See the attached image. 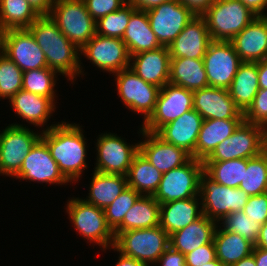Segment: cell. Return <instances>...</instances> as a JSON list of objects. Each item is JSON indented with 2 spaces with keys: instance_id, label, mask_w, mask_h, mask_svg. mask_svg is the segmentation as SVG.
I'll return each instance as SVG.
<instances>
[{
  "instance_id": "obj_10",
  "label": "cell",
  "mask_w": 267,
  "mask_h": 266,
  "mask_svg": "<svg viewBox=\"0 0 267 266\" xmlns=\"http://www.w3.org/2000/svg\"><path fill=\"white\" fill-rule=\"evenodd\" d=\"M267 149L264 127L243 121L204 161L249 159Z\"/></svg>"
},
{
  "instance_id": "obj_36",
  "label": "cell",
  "mask_w": 267,
  "mask_h": 266,
  "mask_svg": "<svg viewBox=\"0 0 267 266\" xmlns=\"http://www.w3.org/2000/svg\"><path fill=\"white\" fill-rule=\"evenodd\" d=\"M39 16L27 0H0V32L28 28Z\"/></svg>"
},
{
  "instance_id": "obj_23",
  "label": "cell",
  "mask_w": 267,
  "mask_h": 266,
  "mask_svg": "<svg viewBox=\"0 0 267 266\" xmlns=\"http://www.w3.org/2000/svg\"><path fill=\"white\" fill-rule=\"evenodd\" d=\"M203 117L194 109L162 126L155 134L164 142L185 149L195 158V147Z\"/></svg>"
},
{
  "instance_id": "obj_28",
  "label": "cell",
  "mask_w": 267,
  "mask_h": 266,
  "mask_svg": "<svg viewBox=\"0 0 267 266\" xmlns=\"http://www.w3.org/2000/svg\"><path fill=\"white\" fill-rule=\"evenodd\" d=\"M243 121L244 119L203 120L196 142L195 159L204 161Z\"/></svg>"
},
{
  "instance_id": "obj_9",
  "label": "cell",
  "mask_w": 267,
  "mask_h": 266,
  "mask_svg": "<svg viewBox=\"0 0 267 266\" xmlns=\"http://www.w3.org/2000/svg\"><path fill=\"white\" fill-rule=\"evenodd\" d=\"M203 172V161L192 157L186 164L162 173L154 199L163 204L199 196L200 176Z\"/></svg>"
},
{
  "instance_id": "obj_26",
  "label": "cell",
  "mask_w": 267,
  "mask_h": 266,
  "mask_svg": "<svg viewBox=\"0 0 267 266\" xmlns=\"http://www.w3.org/2000/svg\"><path fill=\"white\" fill-rule=\"evenodd\" d=\"M203 215L200 196L160 204V227L169 235Z\"/></svg>"
},
{
  "instance_id": "obj_41",
  "label": "cell",
  "mask_w": 267,
  "mask_h": 266,
  "mask_svg": "<svg viewBox=\"0 0 267 266\" xmlns=\"http://www.w3.org/2000/svg\"><path fill=\"white\" fill-rule=\"evenodd\" d=\"M23 71L5 54L0 53V99L10 100L22 90Z\"/></svg>"
},
{
  "instance_id": "obj_45",
  "label": "cell",
  "mask_w": 267,
  "mask_h": 266,
  "mask_svg": "<svg viewBox=\"0 0 267 266\" xmlns=\"http://www.w3.org/2000/svg\"><path fill=\"white\" fill-rule=\"evenodd\" d=\"M248 218L261 225L267 222V192L249 196L246 206L242 210Z\"/></svg>"
},
{
  "instance_id": "obj_27",
  "label": "cell",
  "mask_w": 267,
  "mask_h": 266,
  "mask_svg": "<svg viewBox=\"0 0 267 266\" xmlns=\"http://www.w3.org/2000/svg\"><path fill=\"white\" fill-rule=\"evenodd\" d=\"M218 223L202 215L185 228L169 235L170 247L186 255L202 245L213 242Z\"/></svg>"
},
{
  "instance_id": "obj_47",
  "label": "cell",
  "mask_w": 267,
  "mask_h": 266,
  "mask_svg": "<svg viewBox=\"0 0 267 266\" xmlns=\"http://www.w3.org/2000/svg\"><path fill=\"white\" fill-rule=\"evenodd\" d=\"M216 259L215 245L211 242L185 255L186 266H202Z\"/></svg>"
},
{
  "instance_id": "obj_46",
  "label": "cell",
  "mask_w": 267,
  "mask_h": 266,
  "mask_svg": "<svg viewBox=\"0 0 267 266\" xmlns=\"http://www.w3.org/2000/svg\"><path fill=\"white\" fill-rule=\"evenodd\" d=\"M87 11L97 21L127 4V0H84Z\"/></svg>"
},
{
  "instance_id": "obj_30",
  "label": "cell",
  "mask_w": 267,
  "mask_h": 266,
  "mask_svg": "<svg viewBox=\"0 0 267 266\" xmlns=\"http://www.w3.org/2000/svg\"><path fill=\"white\" fill-rule=\"evenodd\" d=\"M259 90L257 62H242L228 88L236 107L244 114Z\"/></svg>"
},
{
  "instance_id": "obj_13",
  "label": "cell",
  "mask_w": 267,
  "mask_h": 266,
  "mask_svg": "<svg viewBox=\"0 0 267 266\" xmlns=\"http://www.w3.org/2000/svg\"><path fill=\"white\" fill-rule=\"evenodd\" d=\"M193 109V91L168 82L160 89L154 112L142 122V130L156 133L162 126Z\"/></svg>"
},
{
  "instance_id": "obj_48",
  "label": "cell",
  "mask_w": 267,
  "mask_h": 266,
  "mask_svg": "<svg viewBox=\"0 0 267 266\" xmlns=\"http://www.w3.org/2000/svg\"><path fill=\"white\" fill-rule=\"evenodd\" d=\"M156 264L159 266H186L185 255L169 246L155 263V266Z\"/></svg>"
},
{
  "instance_id": "obj_34",
  "label": "cell",
  "mask_w": 267,
  "mask_h": 266,
  "mask_svg": "<svg viewBox=\"0 0 267 266\" xmlns=\"http://www.w3.org/2000/svg\"><path fill=\"white\" fill-rule=\"evenodd\" d=\"M159 224L160 203L153 196L141 195L113 232L121 233L133 229L152 228Z\"/></svg>"
},
{
  "instance_id": "obj_8",
  "label": "cell",
  "mask_w": 267,
  "mask_h": 266,
  "mask_svg": "<svg viewBox=\"0 0 267 266\" xmlns=\"http://www.w3.org/2000/svg\"><path fill=\"white\" fill-rule=\"evenodd\" d=\"M23 124H8L0 131V176L14 177L42 133Z\"/></svg>"
},
{
  "instance_id": "obj_16",
  "label": "cell",
  "mask_w": 267,
  "mask_h": 266,
  "mask_svg": "<svg viewBox=\"0 0 267 266\" xmlns=\"http://www.w3.org/2000/svg\"><path fill=\"white\" fill-rule=\"evenodd\" d=\"M152 31L161 46L168 47L196 16L178 0H171L146 11Z\"/></svg>"
},
{
  "instance_id": "obj_43",
  "label": "cell",
  "mask_w": 267,
  "mask_h": 266,
  "mask_svg": "<svg viewBox=\"0 0 267 266\" xmlns=\"http://www.w3.org/2000/svg\"><path fill=\"white\" fill-rule=\"evenodd\" d=\"M219 224H222L227 231L242 236L254 245L257 242L258 234L261 230V224L248 218L242 210L227 215Z\"/></svg>"
},
{
  "instance_id": "obj_32",
  "label": "cell",
  "mask_w": 267,
  "mask_h": 266,
  "mask_svg": "<svg viewBox=\"0 0 267 266\" xmlns=\"http://www.w3.org/2000/svg\"><path fill=\"white\" fill-rule=\"evenodd\" d=\"M216 258L224 266H232L253 253L255 245L242 236L227 231L221 224L217 226L213 239Z\"/></svg>"
},
{
  "instance_id": "obj_50",
  "label": "cell",
  "mask_w": 267,
  "mask_h": 266,
  "mask_svg": "<svg viewBox=\"0 0 267 266\" xmlns=\"http://www.w3.org/2000/svg\"><path fill=\"white\" fill-rule=\"evenodd\" d=\"M256 16H264L267 0H240Z\"/></svg>"
},
{
  "instance_id": "obj_3",
  "label": "cell",
  "mask_w": 267,
  "mask_h": 266,
  "mask_svg": "<svg viewBox=\"0 0 267 266\" xmlns=\"http://www.w3.org/2000/svg\"><path fill=\"white\" fill-rule=\"evenodd\" d=\"M114 235V245L110 249L134 258L147 266L155 265L170 246L169 234L160 225L114 233Z\"/></svg>"
},
{
  "instance_id": "obj_51",
  "label": "cell",
  "mask_w": 267,
  "mask_h": 266,
  "mask_svg": "<svg viewBox=\"0 0 267 266\" xmlns=\"http://www.w3.org/2000/svg\"><path fill=\"white\" fill-rule=\"evenodd\" d=\"M39 15H49L55 0H27Z\"/></svg>"
},
{
  "instance_id": "obj_17",
  "label": "cell",
  "mask_w": 267,
  "mask_h": 266,
  "mask_svg": "<svg viewBox=\"0 0 267 266\" xmlns=\"http://www.w3.org/2000/svg\"><path fill=\"white\" fill-rule=\"evenodd\" d=\"M203 63L209 86L228 89L242 61L230 41H212Z\"/></svg>"
},
{
  "instance_id": "obj_5",
  "label": "cell",
  "mask_w": 267,
  "mask_h": 266,
  "mask_svg": "<svg viewBox=\"0 0 267 266\" xmlns=\"http://www.w3.org/2000/svg\"><path fill=\"white\" fill-rule=\"evenodd\" d=\"M202 17L212 41H230L257 16L240 0H216Z\"/></svg>"
},
{
  "instance_id": "obj_22",
  "label": "cell",
  "mask_w": 267,
  "mask_h": 266,
  "mask_svg": "<svg viewBox=\"0 0 267 266\" xmlns=\"http://www.w3.org/2000/svg\"><path fill=\"white\" fill-rule=\"evenodd\" d=\"M170 53L166 46L131 55L130 69L147 83L159 88L169 82Z\"/></svg>"
},
{
  "instance_id": "obj_18",
  "label": "cell",
  "mask_w": 267,
  "mask_h": 266,
  "mask_svg": "<svg viewBox=\"0 0 267 266\" xmlns=\"http://www.w3.org/2000/svg\"><path fill=\"white\" fill-rule=\"evenodd\" d=\"M49 185H67L69 181L60 172L58 164L51 156L46 142L40 138L26 155L19 172L13 177Z\"/></svg>"
},
{
  "instance_id": "obj_20",
  "label": "cell",
  "mask_w": 267,
  "mask_h": 266,
  "mask_svg": "<svg viewBox=\"0 0 267 266\" xmlns=\"http://www.w3.org/2000/svg\"><path fill=\"white\" fill-rule=\"evenodd\" d=\"M193 109L203 120L206 119H244L243 113L236 107L228 89L205 87L193 91Z\"/></svg>"
},
{
  "instance_id": "obj_42",
  "label": "cell",
  "mask_w": 267,
  "mask_h": 266,
  "mask_svg": "<svg viewBox=\"0 0 267 266\" xmlns=\"http://www.w3.org/2000/svg\"><path fill=\"white\" fill-rule=\"evenodd\" d=\"M140 196V193L128 186L104 209L107 224L112 231L122 223L125 214L131 209Z\"/></svg>"
},
{
  "instance_id": "obj_40",
  "label": "cell",
  "mask_w": 267,
  "mask_h": 266,
  "mask_svg": "<svg viewBox=\"0 0 267 266\" xmlns=\"http://www.w3.org/2000/svg\"><path fill=\"white\" fill-rule=\"evenodd\" d=\"M136 8L130 3L96 21V34L122 39L132 12Z\"/></svg>"
},
{
  "instance_id": "obj_21",
  "label": "cell",
  "mask_w": 267,
  "mask_h": 266,
  "mask_svg": "<svg viewBox=\"0 0 267 266\" xmlns=\"http://www.w3.org/2000/svg\"><path fill=\"white\" fill-rule=\"evenodd\" d=\"M212 42L205 19L195 16L168 46L171 58L203 59Z\"/></svg>"
},
{
  "instance_id": "obj_59",
  "label": "cell",
  "mask_w": 267,
  "mask_h": 266,
  "mask_svg": "<svg viewBox=\"0 0 267 266\" xmlns=\"http://www.w3.org/2000/svg\"><path fill=\"white\" fill-rule=\"evenodd\" d=\"M264 131H265V138H266V141H267V126L264 128Z\"/></svg>"
},
{
  "instance_id": "obj_61",
  "label": "cell",
  "mask_w": 267,
  "mask_h": 266,
  "mask_svg": "<svg viewBox=\"0 0 267 266\" xmlns=\"http://www.w3.org/2000/svg\"><path fill=\"white\" fill-rule=\"evenodd\" d=\"M263 17L267 20V13H265V15Z\"/></svg>"
},
{
  "instance_id": "obj_37",
  "label": "cell",
  "mask_w": 267,
  "mask_h": 266,
  "mask_svg": "<svg viewBox=\"0 0 267 266\" xmlns=\"http://www.w3.org/2000/svg\"><path fill=\"white\" fill-rule=\"evenodd\" d=\"M203 165L204 172L217 183L238 188L243 180L244 169H247V159L203 161Z\"/></svg>"
},
{
  "instance_id": "obj_31",
  "label": "cell",
  "mask_w": 267,
  "mask_h": 266,
  "mask_svg": "<svg viewBox=\"0 0 267 266\" xmlns=\"http://www.w3.org/2000/svg\"><path fill=\"white\" fill-rule=\"evenodd\" d=\"M86 202L105 209L127 187V177L121 174H103L93 171Z\"/></svg>"
},
{
  "instance_id": "obj_55",
  "label": "cell",
  "mask_w": 267,
  "mask_h": 266,
  "mask_svg": "<svg viewBox=\"0 0 267 266\" xmlns=\"http://www.w3.org/2000/svg\"><path fill=\"white\" fill-rule=\"evenodd\" d=\"M115 266H147L146 264L139 262L138 260L125 256L119 252L118 261Z\"/></svg>"
},
{
  "instance_id": "obj_54",
  "label": "cell",
  "mask_w": 267,
  "mask_h": 266,
  "mask_svg": "<svg viewBox=\"0 0 267 266\" xmlns=\"http://www.w3.org/2000/svg\"><path fill=\"white\" fill-rule=\"evenodd\" d=\"M252 254L255 258L256 266H267V249L254 247Z\"/></svg>"
},
{
  "instance_id": "obj_25",
  "label": "cell",
  "mask_w": 267,
  "mask_h": 266,
  "mask_svg": "<svg viewBox=\"0 0 267 266\" xmlns=\"http://www.w3.org/2000/svg\"><path fill=\"white\" fill-rule=\"evenodd\" d=\"M8 102L17 116L36 128L47 126L56 110V104L50 98L24 90H20Z\"/></svg>"
},
{
  "instance_id": "obj_14",
  "label": "cell",
  "mask_w": 267,
  "mask_h": 266,
  "mask_svg": "<svg viewBox=\"0 0 267 266\" xmlns=\"http://www.w3.org/2000/svg\"><path fill=\"white\" fill-rule=\"evenodd\" d=\"M102 72L115 74L130 67L131 55L122 39L95 34L81 49L80 56Z\"/></svg>"
},
{
  "instance_id": "obj_4",
  "label": "cell",
  "mask_w": 267,
  "mask_h": 266,
  "mask_svg": "<svg viewBox=\"0 0 267 266\" xmlns=\"http://www.w3.org/2000/svg\"><path fill=\"white\" fill-rule=\"evenodd\" d=\"M66 212L76 233L84 240L95 243L102 251L109 250L115 241V235L108 226L104 209L86 202L83 198L72 197L67 200Z\"/></svg>"
},
{
  "instance_id": "obj_6",
  "label": "cell",
  "mask_w": 267,
  "mask_h": 266,
  "mask_svg": "<svg viewBox=\"0 0 267 266\" xmlns=\"http://www.w3.org/2000/svg\"><path fill=\"white\" fill-rule=\"evenodd\" d=\"M49 15L79 49L96 34V21L87 11L84 0H55Z\"/></svg>"
},
{
  "instance_id": "obj_58",
  "label": "cell",
  "mask_w": 267,
  "mask_h": 266,
  "mask_svg": "<svg viewBox=\"0 0 267 266\" xmlns=\"http://www.w3.org/2000/svg\"><path fill=\"white\" fill-rule=\"evenodd\" d=\"M202 266H224L217 258L211 262H208Z\"/></svg>"
},
{
  "instance_id": "obj_1",
  "label": "cell",
  "mask_w": 267,
  "mask_h": 266,
  "mask_svg": "<svg viewBox=\"0 0 267 266\" xmlns=\"http://www.w3.org/2000/svg\"><path fill=\"white\" fill-rule=\"evenodd\" d=\"M82 125L56 122L43 128L41 138L46 142L51 156L58 164L60 172L71 183H78L88 167L87 140Z\"/></svg>"
},
{
  "instance_id": "obj_2",
  "label": "cell",
  "mask_w": 267,
  "mask_h": 266,
  "mask_svg": "<svg viewBox=\"0 0 267 266\" xmlns=\"http://www.w3.org/2000/svg\"><path fill=\"white\" fill-rule=\"evenodd\" d=\"M27 29L45 54L50 69L64 78L68 77L71 84H75L77 77L86 76L80 60V49L59 30L50 15H40Z\"/></svg>"
},
{
  "instance_id": "obj_35",
  "label": "cell",
  "mask_w": 267,
  "mask_h": 266,
  "mask_svg": "<svg viewBox=\"0 0 267 266\" xmlns=\"http://www.w3.org/2000/svg\"><path fill=\"white\" fill-rule=\"evenodd\" d=\"M128 186L141 195L153 196L157 191L162 173L139 151L126 175Z\"/></svg>"
},
{
  "instance_id": "obj_38",
  "label": "cell",
  "mask_w": 267,
  "mask_h": 266,
  "mask_svg": "<svg viewBox=\"0 0 267 266\" xmlns=\"http://www.w3.org/2000/svg\"><path fill=\"white\" fill-rule=\"evenodd\" d=\"M249 196L267 192V149L260 155L247 159L243 180L239 187Z\"/></svg>"
},
{
  "instance_id": "obj_49",
  "label": "cell",
  "mask_w": 267,
  "mask_h": 266,
  "mask_svg": "<svg viewBox=\"0 0 267 266\" xmlns=\"http://www.w3.org/2000/svg\"><path fill=\"white\" fill-rule=\"evenodd\" d=\"M189 8L196 16H202L216 0H178Z\"/></svg>"
},
{
  "instance_id": "obj_57",
  "label": "cell",
  "mask_w": 267,
  "mask_h": 266,
  "mask_svg": "<svg viewBox=\"0 0 267 266\" xmlns=\"http://www.w3.org/2000/svg\"><path fill=\"white\" fill-rule=\"evenodd\" d=\"M232 266H256L255 258L253 254H250L249 256L242 258Z\"/></svg>"
},
{
  "instance_id": "obj_12",
  "label": "cell",
  "mask_w": 267,
  "mask_h": 266,
  "mask_svg": "<svg viewBox=\"0 0 267 266\" xmlns=\"http://www.w3.org/2000/svg\"><path fill=\"white\" fill-rule=\"evenodd\" d=\"M98 136L95 142L97 153L94 171L126 176L135 155L139 152V141L128 144L123 137L111 132Z\"/></svg>"
},
{
  "instance_id": "obj_33",
  "label": "cell",
  "mask_w": 267,
  "mask_h": 266,
  "mask_svg": "<svg viewBox=\"0 0 267 266\" xmlns=\"http://www.w3.org/2000/svg\"><path fill=\"white\" fill-rule=\"evenodd\" d=\"M169 82L191 91L208 87L203 59L171 58Z\"/></svg>"
},
{
  "instance_id": "obj_39",
  "label": "cell",
  "mask_w": 267,
  "mask_h": 266,
  "mask_svg": "<svg viewBox=\"0 0 267 266\" xmlns=\"http://www.w3.org/2000/svg\"><path fill=\"white\" fill-rule=\"evenodd\" d=\"M60 75L57 71L50 69L49 67L28 70L23 72L22 90L32 92L41 96L50 98L55 104L56 96V81Z\"/></svg>"
},
{
  "instance_id": "obj_56",
  "label": "cell",
  "mask_w": 267,
  "mask_h": 266,
  "mask_svg": "<svg viewBox=\"0 0 267 266\" xmlns=\"http://www.w3.org/2000/svg\"><path fill=\"white\" fill-rule=\"evenodd\" d=\"M255 247L267 249V222L261 225V230L258 234V239Z\"/></svg>"
},
{
  "instance_id": "obj_52",
  "label": "cell",
  "mask_w": 267,
  "mask_h": 266,
  "mask_svg": "<svg viewBox=\"0 0 267 266\" xmlns=\"http://www.w3.org/2000/svg\"><path fill=\"white\" fill-rule=\"evenodd\" d=\"M168 1L171 0H127V3H130L136 9L147 11Z\"/></svg>"
},
{
  "instance_id": "obj_29",
  "label": "cell",
  "mask_w": 267,
  "mask_h": 266,
  "mask_svg": "<svg viewBox=\"0 0 267 266\" xmlns=\"http://www.w3.org/2000/svg\"><path fill=\"white\" fill-rule=\"evenodd\" d=\"M130 55L161 47L152 31L146 11L135 9L122 37Z\"/></svg>"
},
{
  "instance_id": "obj_11",
  "label": "cell",
  "mask_w": 267,
  "mask_h": 266,
  "mask_svg": "<svg viewBox=\"0 0 267 266\" xmlns=\"http://www.w3.org/2000/svg\"><path fill=\"white\" fill-rule=\"evenodd\" d=\"M113 76H116V90L122 104L134 114L143 115L145 122L155 110L161 88L147 83L130 68L118 71Z\"/></svg>"
},
{
  "instance_id": "obj_53",
  "label": "cell",
  "mask_w": 267,
  "mask_h": 266,
  "mask_svg": "<svg viewBox=\"0 0 267 266\" xmlns=\"http://www.w3.org/2000/svg\"><path fill=\"white\" fill-rule=\"evenodd\" d=\"M259 89H267V59L257 62Z\"/></svg>"
},
{
  "instance_id": "obj_60",
  "label": "cell",
  "mask_w": 267,
  "mask_h": 266,
  "mask_svg": "<svg viewBox=\"0 0 267 266\" xmlns=\"http://www.w3.org/2000/svg\"><path fill=\"white\" fill-rule=\"evenodd\" d=\"M0 53H1V32H0Z\"/></svg>"
},
{
  "instance_id": "obj_15",
  "label": "cell",
  "mask_w": 267,
  "mask_h": 266,
  "mask_svg": "<svg viewBox=\"0 0 267 266\" xmlns=\"http://www.w3.org/2000/svg\"><path fill=\"white\" fill-rule=\"evenodd\" d=\"M1 52L23 72L48 67L45 54L27 28L2 31Z\"/></svg>"
},
{
  "instance_id": "obj_24",
  "label": "cell",
  "mask_w": 267,
  "mask_h": 266,
  "mask_svg": "<svg viewBox=\"0 0 267 266\" xmlns=\"http://www.w3.org/2000/svg\"><path fill=\"white\" fill-rule=\"evenodd\" d=\"M230 42L242 62L267 59V20L257 16Z\"/></svg>"
},
{
  "instance_id": "obj_44",
  "label": "cell",
  "mask_w": 267,
  "mask_h": 266,
  "mask_svg": "<svg viewBox=\"0 0 267 266\" xmlns=\"http://www.w3.org/2000/svg\"><path fill=\"white\" fill-rule=\"evenodd\" d=\"M244 121L259 125L267 126V89H259L254 97L253 103L243 114Z\"/></svg>"
},
{
  "instance_id": "obj_19",
  "label": "cell",
  "mask_w": 267,
  "mask_h": 266,
  "mask_svg": "<svg viewBox=\"0 0 267 266\" xmlns=\"http://www.w3.org/2000/svg\"><path fill=\"white\" fill-rule=\"evenodd\" d=\"M138 133L143 137V141H139V151L161 173L186 164L192 158L185 149L164 142L155 133L144 131L142 127Z\"/></svg>"
},
{
  "instance_id": "obj_7",
  "label": "cell",
  "mask_w": 267,
  "mask_h": 266,
  "mask_svg": "<svg viewBox=\"0 0 267 266\" xmlns=\"http://www.w3.org/2000/svg\"><path fill=\"white\" fill-rule=\"evenodd\" d=\"M199 196L203 215L218 224L227 215L243 210L249 199L242 189L223 186L205 172L200 176Z\"/></svg>"
}]
</instances>
